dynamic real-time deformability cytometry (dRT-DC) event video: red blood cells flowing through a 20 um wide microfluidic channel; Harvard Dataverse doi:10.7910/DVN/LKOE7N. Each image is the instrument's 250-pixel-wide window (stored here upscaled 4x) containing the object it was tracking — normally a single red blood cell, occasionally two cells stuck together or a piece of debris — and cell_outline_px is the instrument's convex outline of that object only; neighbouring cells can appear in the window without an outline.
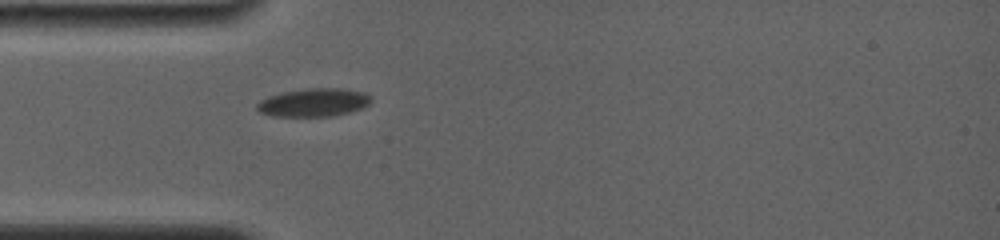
{"species": "common noctule bat (a hibernating species)", "species_latin": "Nyctalus noctula", "temperature_condition": "room temperature", "stored_images_in_passage": 22, "camera_frame_rate_fps": 4000, "um_per_image_px": 0.085, "animal": {"sex": "female", "body_mass_g": 19.0, "forearm_length_mm": 56.7}, "frame": {"image": 1, "passage_image": 1, "time_ms": 0.0, "image_size_px": [1000, 240], "cell_outline_px": [[372, 100], [368, 104], [352, 112], [332, 116], [272, 116], [260, 112], [256, 108], [256, 104], [260, 100], [268, 96], [280, 92], [308, 88], [344, 88], [364, 92], [372, 96]], "centroid_in_image_um": [26.66, 8.7], "position_along_channel_um": 58.3, "area_um2": 18.96}}
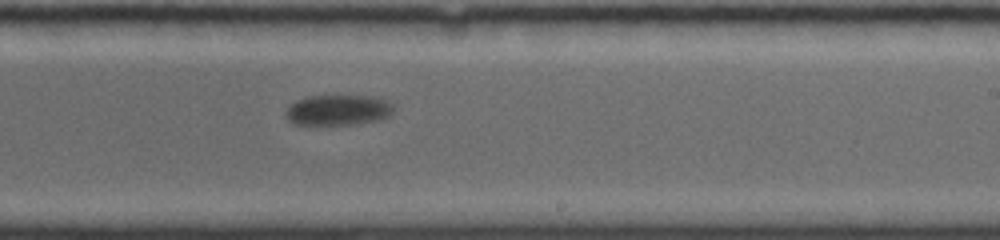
{"frame": {"image": 2, "passage_image": 13, "time_ms": 5.75, "image_size_px": [1000, 240], "cell_outline_px": [[392, 112], [388, 116], [376, 120], [352, 124], [292, 124], [284, 116], [284, 112], [296, 100], [308, 96], [368, 96], [384, 100], [392, 104]], "centroid_in_image_um": [28.66, 9.35], "position_along_channel_um": 260.3, "area_um2": 18.84}}
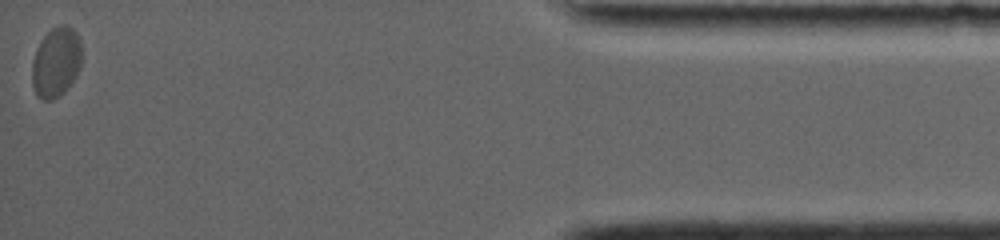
{"frame": {"image": 3, "passage_image": 22, "time_ms": 12.5, "image_size_px": [1000, 240], "cell_outline_px": [[80, 68], [76, 76], [64, 92], [60, 96], [52, 100], [44, 100], [36, 96], [32, 84], [32, 64], [36, 48], [40, 40], [52, 28], [60, 24], [64, 24], [72, 28], [76, 32], [80, 40]], "centroid_in_image_um": [4.75, 5.29], "position_along_channel_um": 430.5, "area_um2": 20.35}}